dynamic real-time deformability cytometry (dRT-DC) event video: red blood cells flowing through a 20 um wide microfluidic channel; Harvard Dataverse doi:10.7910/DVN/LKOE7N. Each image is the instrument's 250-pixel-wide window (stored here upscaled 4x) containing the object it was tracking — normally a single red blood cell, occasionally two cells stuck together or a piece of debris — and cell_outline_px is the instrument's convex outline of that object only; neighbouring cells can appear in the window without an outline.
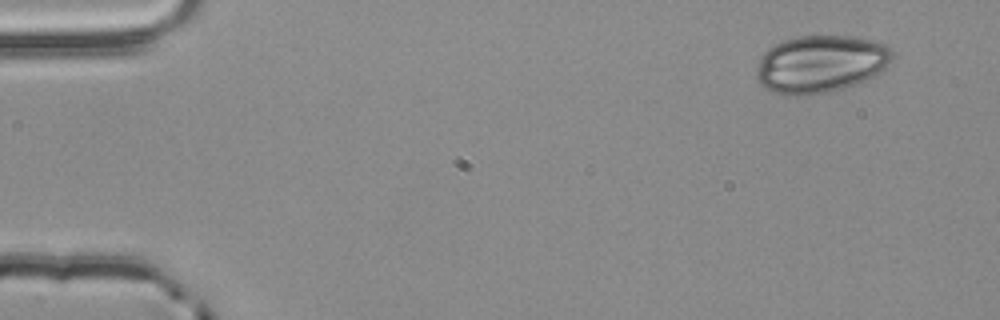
{"species": "common noctule bat (a hibernating species)", "species_latin": "Nyctalus noctula", "temperature_condition": "room temperature", "stored_images_in_passage": 4, "camera_frame_rate_fps": 3000, "um_per_image_px": 0.085, "animal": {"sex": "male", "body_mass_g": 20.4}, "frame": {"image": 1, "passage_image": 1, "time_ms": 0.0, "image_size_px": [1000, 320], "cell_outline_px": [[892, 60], [880, 72], [868, 80], [844, 88], [828, 92], [796, 96], [784, 96], [772, 92], [764, 88], [756, 80], [756, 68], [760, 56], [768, 48], [784, 40], [800, 36], [852, 36], [876, 40], [892, 48]], "centroid_in_image_um": [69.74, 5.45], "position_along_channel_um": 15.3, "area_um2": 46.07}}